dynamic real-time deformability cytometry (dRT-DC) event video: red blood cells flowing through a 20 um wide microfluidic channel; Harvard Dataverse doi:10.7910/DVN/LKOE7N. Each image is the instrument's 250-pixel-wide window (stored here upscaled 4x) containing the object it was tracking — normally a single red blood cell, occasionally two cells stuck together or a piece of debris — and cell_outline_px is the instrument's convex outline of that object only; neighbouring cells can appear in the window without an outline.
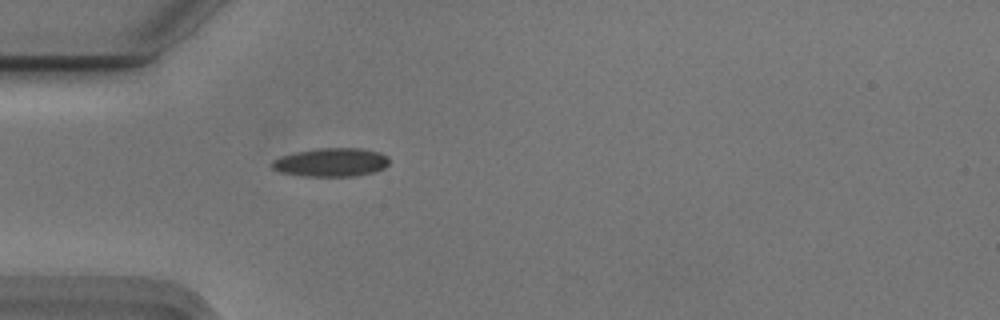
{"species": "Egyptian fruit bat (a non-hibernating species)", "species_latin": "Rousettus aegyptiacus", "temperature_condition": "cold", "stored_images_in_passage": 36, "camera_frame_rate_fps": 3000, "um_per_image_px": 0.085, "animal": {"sex": "male"}, "frame": {"image": 1, "passage_image": 1, "time_ms": 0.0, "image_size_px": [1000, 320], "cell_outline_px": [[388, 164], [384, 168], [372, 172], [352, 176], [304, 176], [280, 172], [272, 168], [272, 160], [280, 156], [296, 152], [316, 148], [360, 148], [380, 152], [388, 156]], "centroid_in_image_um": [28.13, 13.79], "position_along_channel_um": 56.9, "area_um2": 19.48}}
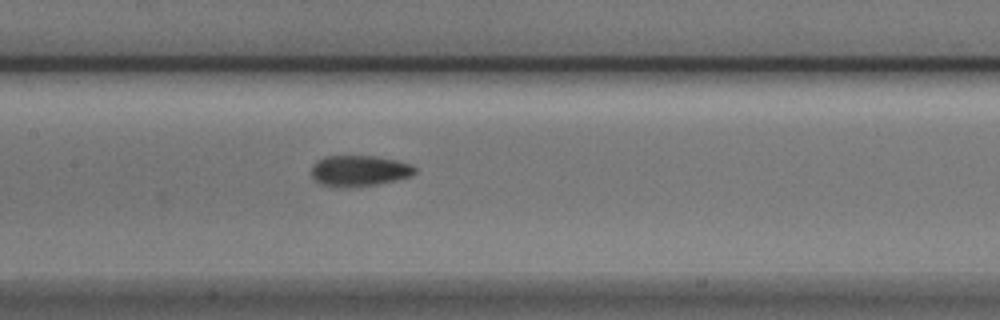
{"frame": {"image": 2, "passage_image": 11, "time_ms": 3.333, "image_size_px": [1000, 320], "cell_outline_px": [[416, 172], [412, 176], [396, 180], [376, 184], [352, 188], [336, 188], [320, 184], [312, 176], [312, 164], [316, 160], [324, 156], [372, 156], [396, 160], [412, 164], [416, 168]], "centroid_in_image_um": [30.52, 14.53], "position_along_channel_um": 176.9, "area_um2": 18.96}}
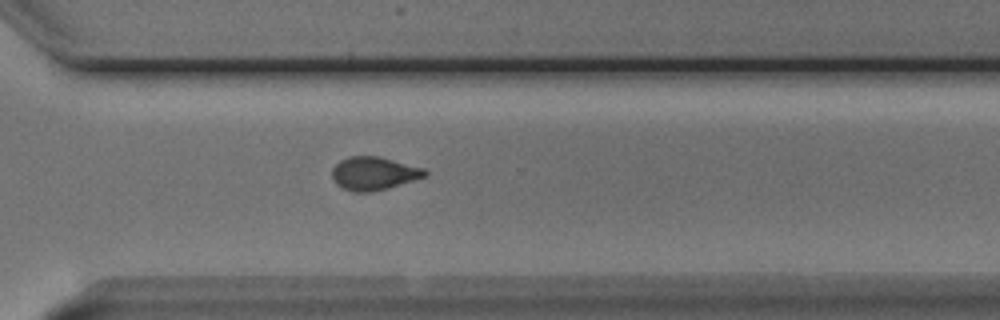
{"frame": {"image": 3, "passage_image": 24, "time_ms": 7.667, "image_size_px": [1000, 320], "cell_outline_px": [[428, 176], [388, 188], [372, 192], [352, 192], [340, 188], [332, 180], [332, 168], [340, 160], [348, 156], [380, 156], [424, 168], [428, 172]], "centroid_in_image_um": [31.76, 14.75], "position_along_channel_um": 338.8, "area_um2": 18.32}, "authors_computed_cell_mechanics": {"area_um2": 18.207, "velocity_mm_per_s": 3.7494, "shape_relaxation_time_tau1_ms": 5.2822, "shape_relaxation_time_tau2_ms": 1.8204, "deformation_change_tau1": 0.1715, "deformation_change_tau2": 0.0846}}